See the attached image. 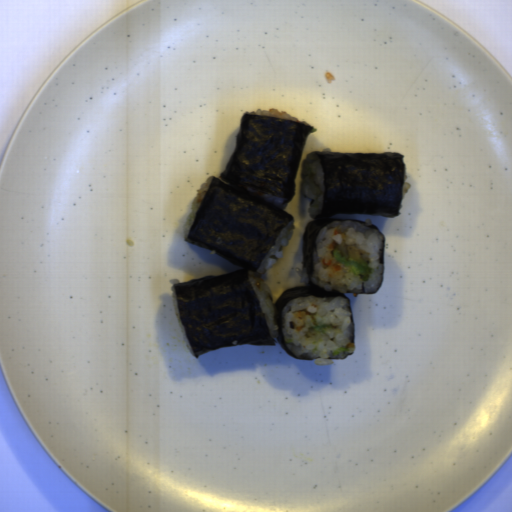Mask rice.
Masks as SVG:
<instances>
[{"mask_svg": "<svg viewBox=\"0 0 512 512\" xmlns=\"http://www.w3.org/2000/svg\"><path fill=\"white\" fill-rule=\"evenodd\" d=\"M213 179V175L211 176H207L206 179L202 182V184L199 186L196 194H195V197H194V201H193V204H192V207L189 211V213L187 214L186 218H185V221H184V225H183V233H182V238L185 240L186 238L189 237L190 235V232L192 230V227H193V224L195 222V219H196V216L200 210V207L204 201V198L208 192V189L210 187V184H211V181Z\"/></svg>", "mask_w": 512, "mask_h": 512, "instance_id": "obj_5", "label": "rice"}, {"mask_svg": "<svg viewBox=\"0 0 512 512\" xmlns=\"http://www.w3.org/2000/svg\"><path fill=\"white\" fill-rule=\"evenodd\" d=\"M294 231V223L289 222L279 232L274 244L266 251L258 268L250 270L248 280L256 294L267 329L273 338H277L279 326L275 319L276 308L269 288L263 280L266 274L283 257V248L290 242Z\"/></svg>", "mask_w": 512, "mask_h": 512, "instance_id": "obj_3", "label": "rice"}, {"mask_svg": "<svg viewBox=\"0 0 512 512\" xmlns=\"http://www.w3.org/2000/svg\"><path fill=\"white\" fill-rule=\"evenodd\" d=\"M335 229L341 230V233L334 236L333 231ZM332 241L338 244L344 241L350 245H356L359 249L368 253V264L374 271L369 281L359 282L352 270L335 261L333 257L334 249L328 248ZM383 241L384 238L377 229L363 225L358 221L340 220L323 226L315 239L312 284L334 292L355 294L376 292L383 278V266L380 262ZM324 258L326 262L332 259V264L340 265L342 269L334 271L331 266H324L322 263Z\"/></svg>", "mask_w": 512, "mask_h": 512, "instance_id": "obj_2", "label": "rice"}, {"mask_svg": "<svg viewBox=\"0 0 512 512\" xmlns=\"http://www.w3.org/2000/svg\"><path fill=\"white\" fill-rule=\"evenodd\" d=\"M297 273H298V275H299V280H300V282H302V283H309L308 270H307V268H302V269H301V270H299Z\"/></svg>", "mask_w": 512, "mask_h": 512, "instance_id": "obj_10", "label": "rice"}, {"mask_svg": "<svg viewBox=\"0 0 512 512\" xmlns=\"http://www.w3.org/2000/svg\"><path fill=\"white\" fill-rule=\"evenodd\" d=\"M302 191L309 200L308 213L312 219L324 212L325 184L323 168L314 153L308 154L303 160Z\"/></svg>", "mask_w": 512, "mask_h": 512, "instance_id": "obj_4", "label": "rice"}, {"mask_svg": "<svg viewBox=\"0 0 512 512\" xmlns=\"http://www.w3.org/2000/svg\"><path fill=\"white\" fill-rule=\"evenodd\" d=\"M239 190L242 191L243 193L252 195V196H254L270 205H273L275 207H280L283 202V197L267 194L264 192L253 191L249 187H240L239 186Z\"/></svg>", "mask_w": 512, "mask_h": 512, "instance_id": "obj_8", "label": "rice"}, {"mask_svg": "<svg viewBox=\"0 0 512 512\" xmlns=\"http://www.w3.org/2000/svg\"><path fill=\"white\" fill-rule=\"evenodd\" d=\"M297 310L307 311L305 319L295 315ZM320 323L338 328L327 330L325 335L313 333L312 326ZM297 326L302 327L300 331H296ZM282 333L291 353L303 359H315L316 365L332 364V359H343L354 352L349 301L344 297L306 295L289 300L282 310ZM339 347L350 351L333 356L332 352Z\"/></svg>", "mask_w": 512, "mask_h": 512, "instance_id": "obj_1", "label": "rice"}, {"mask_svg": "<svg viewBox=\"0 0 512 512\" xmlns=\"http://www.w3.org/2000/svg\"><path fill=\"white\" fill-rule=\"evenodd\" d=\"M179 282H180V280L178 278H171L169 280V284L171 285L170 293H171L174 315H175V319L177 321V324H178V327H179V330L182 335V338H183L186 348L189 350V352L191 353L192 356H195L193 348L187 338V335H186V332H185V329L183 326V322H182V319L180 316L177 293H176V284H179Z\"/></svg>", "mask_w": 512, "mask_h": 512, "instance_id": "obj_6", "label": "rice"}, {"mask_svg": "<svg viewBox=\"0 0 512 512\" xmlns=\"http://www.w3.org/2000/svg\"><path fill=\"white\" fill-rule=\"evenodd\" d=\"M250 114L271 117V118H274L277 120L292 121V122H296V123H300V124H304L309 127H312V125H310L306 121H304L298 117H295L285 111H278L276 108L268 109V110L258 109V110L252 111Z\"/></svg>", "mask_w": 512, "mask_h": 512, "instance_id": "obj_7", "label": "rice"}, {"mask_svg": "<svg viewBox=\"0 0 512 512\" xmlns=\"http://www.w3.org/2000/svg\"><path fill=\"white\" fill-rule=\"evenodd\" d=\"M410 173L406 170L404 175V183H403V189H402V195L401 200L407 195L409 190L412 187V184L409 182Z\"/></svg>", "mask_w": 512, "mask_h": 512, "instance_id": "obj_9", "label": "rice"}]
</instances>
